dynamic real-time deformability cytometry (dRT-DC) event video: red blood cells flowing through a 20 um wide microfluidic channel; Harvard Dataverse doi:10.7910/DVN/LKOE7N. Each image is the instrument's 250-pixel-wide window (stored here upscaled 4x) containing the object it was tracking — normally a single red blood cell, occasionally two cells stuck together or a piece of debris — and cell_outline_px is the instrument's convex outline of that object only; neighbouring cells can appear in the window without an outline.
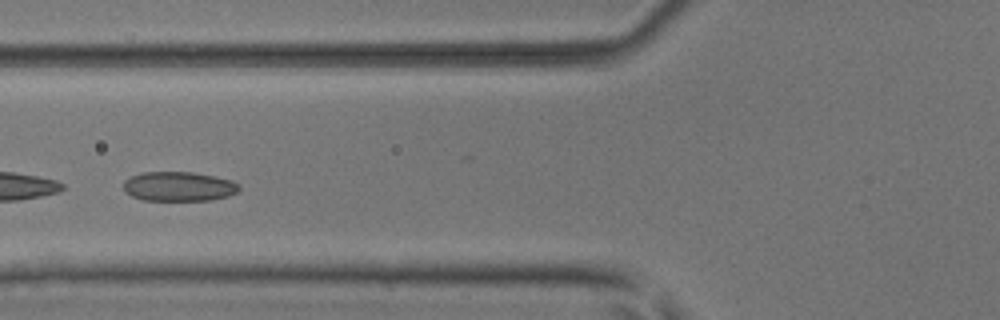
{"species": "common noctule bat (a hibernating species)", "species_latin": "Nyctalus noctula", "temperature_condition": "room temperature", "stored_images_in_passage": 39, "camera_frame_rate_fps": 3000, "um_per_image_px": 0.085, "animal": {"sex": "male", "body_mass_g": 17.9, "forearm_length_mm": 54.2}, "frame": {"image": 1, "passage_image": 17, "time_ms": 5.333, "image_size_px": [1000, 320], "cell_outline_px": [[240, 188], [236, 192], [228, 196], [212, 200], [140, 200], [124, 192], [124, 180], [132, 176], [144, 172], [192, 172], [232, 180], [240, 184]], "centroid_in_image_um": [15.19, 15.85], "position_along_channel_um": 110.6, "area_um2": 19.88}}
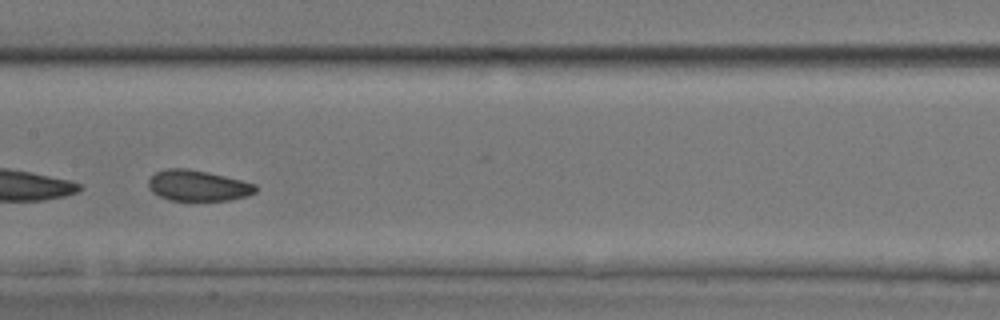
{"frame": {"image": 2, "passage_image": 23, "time_ms": 7.333, "image_size_px": [1000, 320], "cell_outline_px": [[256, 192], [248, 196], [228, 200], [168, 200], [152, 192], [148, 188], [148, 180], [156, 172], [164, 168], [188, 168], [208, 172], [256, 184]], "centroid_in_image_um": [16.79, 15.77], "position_along_channel_um": 190.6, "area_um2": 19.25}, "authors_computed_cell_mechanics": {"area_um2": 20.0566, "velocity_mm_per_s": 4.0141, "shape_relaxation_time_tau1_ms": 1.8417, "shape_relaxation_time_tau2_ms": 6.6085, "deformation_change_tau1": 0.0473, "deformation_change_tau2": 0.1325}}